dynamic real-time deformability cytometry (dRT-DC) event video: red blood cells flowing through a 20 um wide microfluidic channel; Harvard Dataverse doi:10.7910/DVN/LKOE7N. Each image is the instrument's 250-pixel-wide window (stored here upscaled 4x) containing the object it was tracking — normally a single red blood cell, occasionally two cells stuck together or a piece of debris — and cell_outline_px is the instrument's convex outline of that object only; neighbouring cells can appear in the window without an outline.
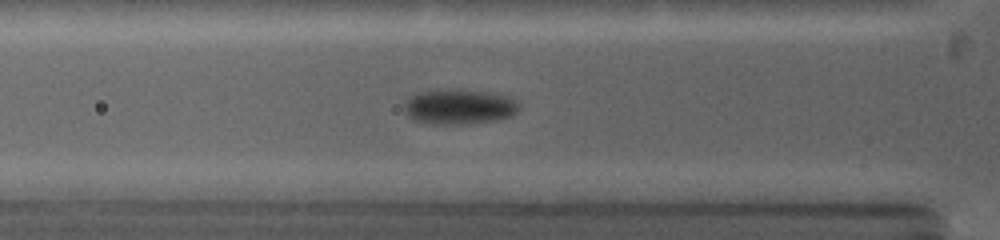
{"species": "common noctule bat (a hibernating species)", "species_latin": "Nyctalus noctula", "temperature_condition": "warm", "stored_images_in_passage": 38, "camera_frame_rate_fps": 5000, "um_per_image_px": 0.085, "animal": {"sex": "female", "body_mass_g": 19.0, "forearm_length_mm": 53.3}, "frame": {"image": 1, "passage_image": 6, "time_ms": 2.6, "image_size_px": [1000, 240], "cell_outline_px": [[520, 108], [512, 116], [496, 120], [460, 124], [432, 124], [416, 120], [408, 116], [404, 112], [404, 104], [416, 92], [436, 88], [460, 88], [492, 92], [516, 100], [520, 104]], "centroid_in_image_um": [39.02, 9.03], "position_along_channel_um": 86.8, "area_um2": 23.99}}
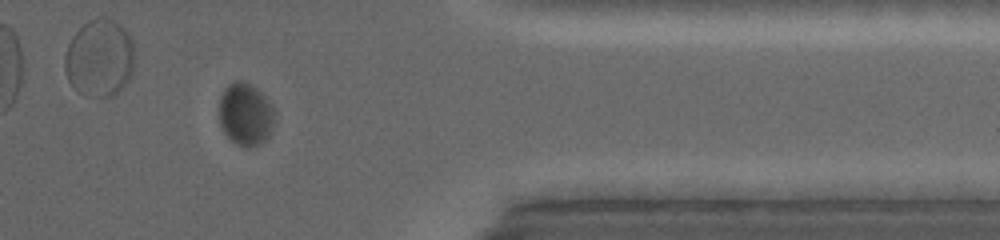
{"frame": {"image": 2, "passage_image": 27, "time_ms": 10.4, "image_size_px": [1000, 240], "cell_outline_px": [[276, 120], [268, 136], [260, 144], [248, 148], [244, 148], [236, 144], [224, 132], [220, 124], [220, 96], [224, 88], [228, 84], [236, 80], [244, 80], [256, 88], [276, 108]], "centroid_in_image_um": [20.9, 9.7], "position_along_channel_um": 390.5, "area_um2": 20.58}, "authors_computed_cell_mechanics": {"area_um2": 22.1374, "velocity_mm_per_s": 4.0921, "shape_relaxation_time_tau1_ms": 2.2214, "shape_relaxation_time_tau2_ms": null, "deformation_change_tau1": 0.075, "deformation_change_tau2": null}}